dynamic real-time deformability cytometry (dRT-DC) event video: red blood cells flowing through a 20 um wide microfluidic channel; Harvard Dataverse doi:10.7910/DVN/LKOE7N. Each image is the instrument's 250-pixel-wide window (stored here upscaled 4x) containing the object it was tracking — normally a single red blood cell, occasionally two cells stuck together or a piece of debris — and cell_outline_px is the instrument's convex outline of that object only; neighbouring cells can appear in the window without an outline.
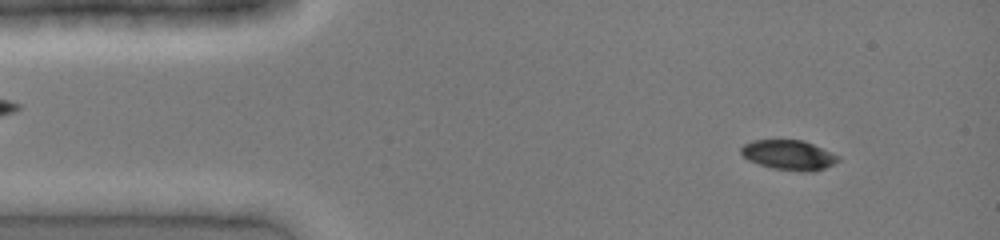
{"species": "common noctule bat (a hibernating species)", "species_latin": "Nyctalus noctula", "temperature_condition": "cold", "stored_images_in_passage": 41, "camera_frame_rate_fps": 3000, "um_per_image_px": 0.085, "animal": {"sex": "female", "body_mass_g": 19.0, "forearm_length_mm": 51.5}, "frame": {"image": 1, "passage_image": 4, "time_ms": 1.0, "image_size_px": [1000, 240], "cell_outline_px": [[840, 160], [824, 168], [812, 172], [800, 172], [772, 168], [748, 160], [740, 152], [740, 148], [744, 144], [752, 140], [804, 140], [832, 152], [840, 156]], "centroid_in_image_um": [67.06, 13.18], "position_along_channel_um": 17.9, "area_um2": 16.99}}
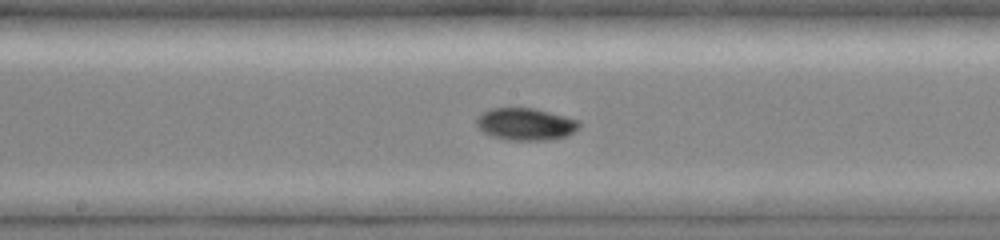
{"frame": {"image": 2, "passage_image": 21, "time_ms": 6.667, "image_size_px": [1000, 240], "cell_outline_px": [[580, 128], [568, 136], [548, 140], [504, 140], [492, 136], [484, 132], [476, 124], [476, 120], [484, 112], [492, 108], [532, 108], [580, 120]], "centroid_in_image_um": [44.72, 10.57], "position_along_channel_um": 203.5, "area_um2": 19.19}}
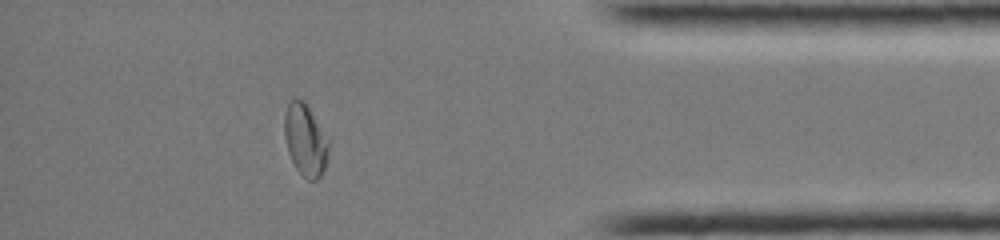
{"frame": {"image": 3, "passage_image": 36, "time_ms": 11.667, "image_size_px": [1000, 240], "cell_outline_px": [[328, 148], [324, 168], [320, 176], [316, 180], [308, 180], [296, 168], [288, 152], [284, 136], [284, 116], [288, 104], [292, 96], [296, 96], [304, 100], [328, 140]], "centroid_in_image_um": [25.91, 11.85], "position_along_channel_um": 409.3, "area_um2": 18.26}}